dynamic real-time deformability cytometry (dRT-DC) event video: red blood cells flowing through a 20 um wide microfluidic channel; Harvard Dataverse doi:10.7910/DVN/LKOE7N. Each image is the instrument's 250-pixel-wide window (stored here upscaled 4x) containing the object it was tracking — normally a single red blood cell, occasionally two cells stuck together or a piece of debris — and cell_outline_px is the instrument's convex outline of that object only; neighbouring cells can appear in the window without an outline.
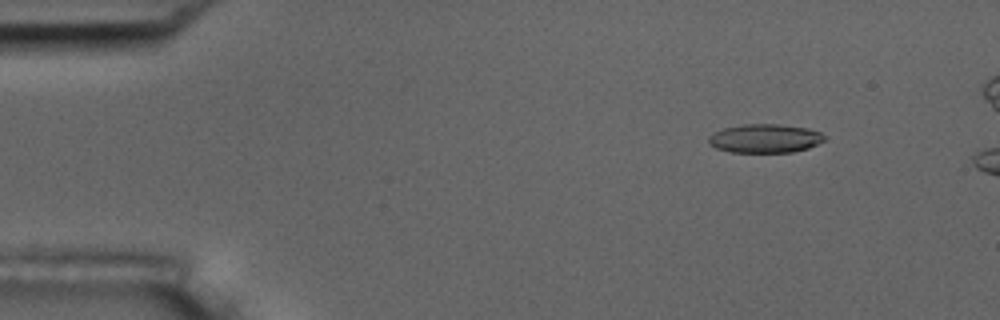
{"species": "common noctule bat (a hibernating species)", "species_latin": "Nyctalus noctula", "temperature_condition": "room temperature", "stored_images_in_passage": 7, "camera_frame_rate_fps": 3000, "um_per_image_px": 0.085, "animal": {"sex": "male", "body_mass_g": 17.5, "forearm_length_mm": 52.3}, "frame": {"image": 1, "passage_image": 2, "time_ms": 0.333, "image_size_px": [1000, 320], "cell_outline_px": [[824, 140], [808, 148], [792, 152], [732, 152], [716, 148], [708, 144], [708, 136], [712, 132], [724, 128], [744, 124], [780, 124], [808, 128], [820, 132], [824, 136]], "centroid_in_image_um": [64.98, 11.76], "position_along_channel_um": 20.0, "area_um2": 19.42}}